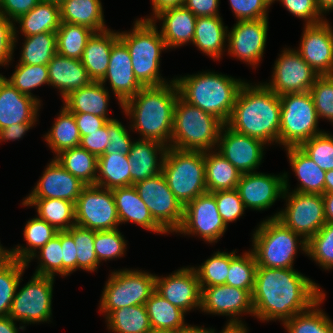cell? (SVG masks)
I'll use <instances>...</instances> for the list:
<instances>
[{"label":"cell","mask_w":333,"mask_h":333,"mask_svg":"<svg viewBox=\"0 0 333 333\" xmlns=\"http://www.w3.org/2000/svg\"><path fill=\"white\" fill-rule=\"evenodd\" d=\"M201 309L207 313L233 316L225 329L246 330L241 320L235 319L242 312L254 314L252 294L245 289L227 284L200 287Z\"/></svg>","instance_id":"9a60e30c"},{"label":"cell","mask_w":333,"mask_h":333,"mask_svg":"<svg viewBox=\"0 0 333 333\" xmlns=\"http://www.w3.org/2000/svg\"><path fill=\"white\" fill-rule=\"evenodd\" d=\"M41 0H0V13L6 18L17 20L32 10ZM9 16V17H8Z\"/></svg>","instance_id":"03108f58"},{"label":"cell","mask_w":333,"mask_h":333,"mask_svg":"<svg viewBox=\"0 0 333 333\" xmlns=\"http://www.w3.org/2000/svg\"><path fill=\"white\" fill-rule=\"evenodd\" d=\"M118 38L119 32L107 29L94 32L88 39L80 60L93 81H100L106 74L112 45Z\"/></svg>","instance_id":"f546056e"},{"label":"cell","mask_w":333,"mask_h":333,"mask_svg":"<svg viewBox=\"0 0 333 333\" xmlns=\"http://www.w3.org/2000/svg\"><path fill=\"white\" fill-rule=\"evenodd\" d=\"M6 80L12 84L20 93L32 96L30 92L40 85H49V73L46 65L18 64L16 70Z\"/></svg>","instance_id":"816d5d0a"},{"label":"cell","mask_w":333,"mask_h":333,"mask_svg":"<svg viewBox=\"0 0 333 333\" xmlns=\"http://www.w3.org/2000/svg\"><path fill=\"white\" fill-rule=\"evenodd\" d=\"M287 174L282 176L251 172L241 174L236 190L245 208L264 210L288 193Z\"/></svg>","instance_id":"ac0fdd59"},{"label":"cell","mask_w":333,"mask_h":333,"mask_svg":"<svg viewBox=\"0 0 333 333\" xmlns=\"http://www.w3.org/2000/svg\"><path fill=\"white\" fill-rule=\"evenodd\" d=\"M306 254L325 269L333 267V223L325 225L306 242Z\"/></svg>","instance_id":"f5cc1de1"},{"label":"cell","mask_w":333,"mask_h":333,"mask_svg":"<svg viewBox=\"0 0 333 333\" xmlns=\"http://www.w3.org/2000/svg\"><path fill=\"white\" fill-rule=\"evenodd\" d=\"M204 164L207 192L236 189L241 174L223 155L205 151Z\"/></svg>","instance_id":"836d02e7"},{"label":"cell","mask_w":333,"mask_h":333,"mask_svg":"<svg viewBox=\"0 0 333 333\" xmlns=\"http://www.w3.org/2000/svg\"><path fill=\"white\" fill-rule=\"evenodd\" d=\"M80 136L90 135V132L97 131L112 118H102L92 114L73 113Z\"/></svg>","instance_id":"a7ac6f4b"},{"label":"cell","mask_w":333,"mask_h":333,"mask_svg":"<svg viewBox=\"0 0 333 333\" xmlns=\"http://www.w3.org/2000/svg\"><path fill=\"white\" fill-rule=\"evenodd\" d=\"M155 291L185 313L201 308V288L194 267H183L165 278L156 276Z\"/></svg>","instance_id":"44dd1931"},{"label":"cell","mask_w":333,"mask_h":333,"mask_svg":"<svg viewBox=\"0 0 333 333\" xmlns=\"http://www.w3.org/2000/svg\"><path fill=\"white\" fill-rule=\"evenodd\" d=\"M155 280L156 275L140 270L112 272L100 300V311L108 315L126 306L145 305L155 291Z\"/></svg>","instance_id":"30bf717a"},{"label":"cell","mask_w":333,"mask_h":333,"mask_svg":"<svg viewBox=\"0 0 333 333\" xmlns=\"http://www.w3.org/2000/svg\"><path fill=\"white\" fill-rule=\"evenodd\" d=\"M40 265L35 274L54 277L55 273L63 276L61 231L40 249Z\"/></svg>","instance_id":"11a10c76"},{"label":"cell","mask_w":333,"mask_h":333,"mask_svg":"<svg viewBox=\"0 0 333 333\" xmlns=\"http://www.w3.org/2000/svg\"><path fill=\"white\" fill-rule=\"evenodd\" d=\"M220 333H247V330L223 329Z\"/></svg>","instance_id":"deb4b68c"},{"label":"cell","mask_w":333,"mask_h":333,"mask_svg":"<svg viewBox=\"0 0 333 333\" xmlns=\"http://www.w3.org/2000/svg\"><path fill=\"white\" fill-rule=\"evenodd\" d=\"M226 227L213 192H205L184 207V219L177 232L197 234L212 243L224 234Z\"/></svg>","instance_id":"e0dca14e"},{"label":"cell","mask_w":333,"mask_h":333,"mask_svg":"<svg viewBox=\"0 0 333 333\" xmlns=\"http://www.w3.org/2000/svg\"><path fill=\"white\" fill-rule=\"evenodd\" d=\"M275 0H272L274 2ZM287 10L298 18L307 20L306 25H313L324 21L321 17L316 0H279ZM321 19V20H320Z\"/></svg>","instance_id":"6125c7cd"},{"label":"cell","mask_w":333,"mask_h":333,"mask_svg":"<svg viewBox=\"0 0 333 333\" xmlns=\"http://www.w3.org/2000/svg\"><path fill=\"white\" fill-rule=\"evenodd\" d=\"M57 230L40 218L29 220L24 229V238L30 247H21L9 250V257L25 262L27 265L33 257H36L35 249H40L49 240L57 235Z\"/></svg>","instance_id":"60d3db41"},{"label":"cell","mask_w":333,"mask_h":333,"mask_svg":"<svg viewBox=\"0 0 333 333\" xmlns=\"http://www.w3.org/2000/svg\"><path fill=\"white\" fill-rule=\"evenodd\" d=\"M325 294L308 310L294 315L284 322L289 333H333L332 321L322 312L315 309L324 299ZM313 308V309H312Z\"/></svg>","instance_id":"7dc6e473"},{"label":"cell","mask_w":333,"mask_h":333,"mask_svg":"<svg viewBox=\"0 0 333 333\" xmlns=\"http://www.w3.org/2000/svg\"><path fill=\"white\" fill-rule=\"evenodd\" d=\"M9 257V251L2 248L0 245V263H2L6 258Z\"/></svg>","instance_id":"09005b40"},{"label":"cell","mask_w":333,"mask_h":333,"mask_svg":"<svg viewBox=\"0 0 333 333\" xmlns=\"http://www.w3.org/2000/svg\"><path fill=\"white\" fill-rule=\"evenodd\" d=\"M185 0H152L154 15L168 8L184 5Z\"/></svg>","instance_id":"8c879c8a"},{"label":"cell","mask_w":333,"mask_h":333,"mask_svg":"<svg viewBox=\"0 0 333 333\" xmlns=\"http://www.w3.org/2000/svg\"><path fill=\"white\" fill-rule=\"evenodd\" d=\"M100 0H66L60 5V21L82 25L94 32L107 30Z\"/></svg>","instance_id":"1f68e13d"},{"label":"cell","mask_w":333,"mask_h":333,"mask_svg":"<svg viewBox=\"0 0 333 333\" xmlns=\"http://www.w3.org/2000/svg\"><path fill=\"white\" fill-rule=\"evenodd\" d=\"M40 100L20 93L0 74V130L13 124L34 123Z\"/></svg>","instance_id":"d4e9b609"},{"label":"cell","mask_w":333,"mask_h":333,"mask_svg":"<svg viewBox=\"0 0 333 333\" xmlns=\"http://www.w3.org/2000/svg\"><path fill=\"white\" fill-rule=\"evenodd\" d=\"M170 83L143 87L121 105L125 114L133 118L132 127L142 134V139L154 140L166 146V142L171 141L174 107L179 97L174 79Z\"/></svg>","instance_id":"3957f363"},{"label":"cell","mask_w":333,"mask_h":333,"mask_svg":"<svg viewBox=\"0 0 333 333\" xmlns=\"http://www.w3.org/2000/svg\"><path fill=\"white\" fill-rule=\"evenodd\" d=\"M244 256L230 253V267L226 284L232 287L248 290L251 294L254 288L257 263L253 252H246Z\"/></svg>","instance_id":"c3c4849f"},{"label":"cell","mask_w":333,"mask_h":333,"mask_svg":"<svg viewBox=\"0 0 333 333\" xmlns=\"http://www.w3.org/2000/svg\"><path fill=\"white\" fill-rule=\"evenodd\" d=\"M300 235L285 227L276 218L263 221L253 234L252 250L257 266L293 268Z\"/></svg>","instance_id":"9c48e42d"},{"label":"cell","mask_w":333,"mask_h":333,"mask_svg":"<svg viewBox=\"0 0 333 333\" xmlns=\"http://www.w3.org/2000/svg\"><path fill=\"white\" fill-rule=\"evenodd\" d=\"M154 17L163 20L160 34L167 48L193 42L197 17L184 5L162 10Z\"/></svg>","instance_id":"4316f807"},{"label":"cell","mask_w":333,"mask_h":333,"mask_svg":"<svg viewBox=\"0 0 333 333\" xmlns=\"http://www.w3.org/2000/svg\"><path fill=\"white\" fill-rule=\"evenodd\" d=\"M67 232L76 245L77 269L95 271L100 263L94 249L95 231L75 224Z\"/></svg>","instance_id":"681fc988"},{"label":"cell","mask_w":333,"mask_h":333,"mask_svg":"<svg viewBox=\"0 0 333 333\" xmlns=\"http://www.w3.org/2000/svg\"><path fill=\"white\" fill-rule=\"evenodd\" d=\"M85 186L53 159L26 199H63L76 203Z\"/></svg>","instance_id":"cb8c5ba5"},{"label":"cell","mask_w":333,"mask_h":333,"mask_svg":"<svg viewBox=\"0 0 333 333\" xmlns=\"http://www.w3.org/2000/svg\"><path fill=\"white\" fill-rule=\"evenodd\" d=\"M145 308L152 329L180 330L187 326L184 324L185 312L156 291L146 301Z\"/></svg>","instance_id":"ab89813d"},{"label":"cell","mask_w":333,"mask_h":333,"mask_svg":"<svg viewBox=\"0 0 333 333\" xmlns=\"http://www.w3.org/2000/svg\"><path fill=\"white\" fill-rule=\"evenodd\" d=\"M268 19L239 20L228 32V52L250 65H257L263 56Z\"/></svg>","instance_id":"ffe728a7"},{"label":"cell","mask_w":333,"mask_h":333,"mask_svg":"<svg viewBox=\"0 0 333 333\" xmlns=\"http://www.w3.org/2000/svg\"><path fill=\"white\" fill-rule=\"evenodd\" d=\"M109 329L116 333H149L152 330L145 305L126 306L106 316Z\"/></svg>","instance_id":"b9f144b4"},{"label":"cell","mask_w":333,"mask_h":333,"mask_svg":"<svg viewBox=\"0 0 333 333\" xmlns=\"http://www.w3.org/2000/svg\"><path fill=\"white\" fill-rule=\"evenodd\" d=\"M20 64L48 65L57 53V33L43 32L26 36Z\"/></svg>","instance_id":"ee69618b"},{"label":"cell","mask_w":333,"mask_h":333,"mask_svg":"<svg viewBox=\"0 0 333 333\" xmlns=\"http://www.w3.org/2000/svg\"><path fill=\"white\" fill-rule=\"evenodd\" d=\"M57 33V53L80 60L88 39L94 33L88 27L61 22Z\"/></svg>","instance_id":"f6af8a7d"},{"label":"cell","mask_w":333,"mask_h":333,"mask_svg":"<svg viewBox=\"0 0 333 333\" xmlns=\"http://www.w3.org/2000/svg\"><path fill=\"white\" fill-rule=\"evenodd\" d=\"M161 172L183 207L207 192L203 151L168 147Z\"/></svg>","instance_id":"52a82bcc"},{"label":"cell","mask_w":333,"mask_h":333,"mask_svg":"<svg viewBox=\"0 0 333 333\" xmlns=\"http://www.w3.org/2000/svg\"><path fill=\"white\" fill-rule=\"evenodd\" d=\"M100 81L70 92L63 100L64 107L71 113H86L102 118L106 116L109 93Z\"/></svg>","instance_id":"4dcf8cb0"},{"label":"cell","mask_w":333,"mask_h":333,"mask_svg":"<svg viewBox=\"0 0 333 333\" xmlns=\"http://www.w3.org/2000/svg\"><path fill=\"white\" fill-rule=\"evenodd\" d=\"M15 22L20 23L25 37L43 32H56L61 23L60 6L41 0L32 10L21 15Z\"/></svg>","instance_id":"74e56055"},{"label":"cell","mask_w":333,"mask_h":333,"mask_svg":"<svg viewBox=\"0 0 333 333\" xmlns=\"http://www.w3.org/2000/svg\"><path fill=\"white\" fill-rule=\"evenodd\" d=\"M60 112L51 130L45 136L51 150L57 154L64 150L78 147L81 140L74 114L65 107Z\"/></svg>","instance_id":"7bdbcfd3"},{"label":"cell","mask_w":333,"mask_h":333,"mask_svg":"<svg viewBox=\"0 0 333 333\" xmlns=\"http://www.w3.org/2000/svg\"><path fill=\"white\" fill-rule=\"evenodd\" d=\"M291 194L287 196L285 210L272 218L299 234L300 238L303 237L299 244L306 253V242L326 223L324 200L322 194L300 193L295 190Z\"/></svg>","instance_id":"8fae6325"},{"label":"cell","mask_w":333,"mask_h":333,"mask_svg":"<svg viewBox=\"0 0 333 333\" xmlns=\"http://www.w3.org/2000/svg\"><path fill=\"white\" fill-rule=\"evenodd\" d=\"M322 197L324 200L326 222L333 223V193H324Z\"/></svg>","instance_id":"753ad0ef"},{"label":"cell","mask_w":333,"mask_h":333,"mask_svg":"<svg viewBox=\"0 0 333 333\" xmlns=\"http://www.w3.org/2000/svg\"><path fill=\"white\" fill-rule=\"evenodd\" d=\"M47 67L49 84L55 88L58 87L63 98L70 92L87 86L93 81L81 60L68 58L56 53Z\"/></svg>","instance_id":"83f0119b"},{"label":"cell","mask_w":333,"mask_h":333,"mask_svg":"<svg viewBox=\"0 0 333 333\" xmlns=\"http://www.w3.org/2000/svg\"><path fill=\"white\" fill-rule=\"evenodd\" d=\"M174 81L181 99L212 114L224 124L229 120L239 90L244 84L241 80L213 72L187 75Z\"/></svg>","instance_id":"277c9868"},{"label":"cell","mask_w":333,"mask_h":333,"mask_svg":"<svg viewBox=\"0 0 333 333\" xmlns=\"http://www.w3.org/2000/svg\"><path fill=\"white\" fill-rule=\"evenodd\" d=\"M271 83L265 84L277 95L310 91L319 76L296 50H284L276 60Z\"/></svg>","instance_id":"2e32d148"},{"label":"cell","mask_w":333,"mask_h":333,"mask_svg":"<svg viewBox=\"0 0 333 333\" xmlns=\"http://www.w3.org/2000/svg\"><path fill=\"white\" fill-rule=\"evenodd\" d=\"M14 320L9 316L0 317V333H18Z\"/></svg>","instance_id":"34e18365"},{"label":"cell","mask_w":333,"mask_h":333,"mask_svg":"<svg viewBox=\"0 0 333 333\" xmlns=\"http://www.w3.org/2000/svg\"><path fill=\"white\" fill-rule=\"evenodd\" d=\"M177 333H215L214 330L210 329H205V328H200L198 326H190L187 325L185 328L177 330Z\"/></svg>","instance_id":"11e5206c"},{"label":"cell","mask_w":333,"mask_h":333,"mask_svg":"<svg viewBox=\"0 0 333 333\" xmlns=\"http://www.w3.org/2000/svg\"><path fill=\"white\" fill-rule=\"evenodd\" d=\"M229 267L230 253L219 251L216 252L198 269L194 268L200 287H210L226 284Z\"/></svg>","instance_id":"f907efd6"},{"label":"cell","mask_w":333,"mask_h":333,"mask_svg":"<svg viewBox=\"0 0 333 333\" xmlns=\"http://www.w3.org/2000/svg\"><path fill=\"white\" fill-rule=\"evenodd\" d=\"M107 123L97 131L90 132V135L81 136L80 147L86 149L97 158L105 153L109 144Z\"/></svg>","instance_id":"e7e4bbea"},{"label":"cell","mask_w":333,"mask_h":333,"mask_svg":"<svg viewBox=\"0 0 333 333\" xmlns=\"http://www.w3.org/2000/svg\"><path fill=\"white\" fill-rule=\"evenodd\" d=\"M154 21L136 20L132 33H119L130 52L134 75L143 87L168 84L159 75L160 54L167 47Z\"/></svg>","instance_id":"8992f818"},{"label":"cell","mask_w":333,"mask_h":333,"mask_svg":"<svg viewBox=\"0 0 333 333\" xmlns=\"http://www.w3.org/2000/svg\"><path fill=\"white\" fill-rule=\"evenodd\" d=\"M324 20L305 25L300 49L297 52L318 75H333V30Z\"/></svg>","instance_id":"d6986e66"},{"label":"cell","mask_w":333,"mask_h":333,"mask_svg":"<svg viewBox=\"0 0 333 333\" xmlns=\"http://www.w3.org/2000/svg\"><path fill=\"white\" fill-rule=\"evenodd\" d=\"M154 221L167 233L177 232L184 219V207L168 187L162 172L134 184Z\"/></svg>","instance_id":"7c38bea8"},{"label":"cell","mask_w":333,"mask_h":333,"mask_svg":"<svg viewBox=\"0 0 333 333\" xmlns=\"http://www.w3.org/2000/svg\"><path fill=\"white\" fill-rule=\"evenodd\" d=\"M64 169L86 185H95L98 158L78 146L64 150L54 158Z\"/></svg>","instance_id":"f35d334b"},{"label":"cell","mask_w":333,"mask_h":333,"mask_svg":"<svg viewBox=\"0 0 333 333\" xmlns=\"http://www.w3.org/2000/svg\"><path fill=\"white\" fill-rule=\"evenodd\" d=\"M224 129L225 124L220 119L178 97L174 107L173 144L168 147L208 152L218 143Z\"/></svg>","instance_id":"5b68a950"},{"label":"cell","mask_w":333,"mask_h":333,"mask_svg":"<svg viewBox=\"0 0 333 333\" xmlns=\"http://www.w3.org/2000/svg\"><path fill=\"white\" fill-rule=\"evenodd\" d=\"M107 79L120 105L143 88L134 75L130 52L120 38L112 45L109 65L100 82L104 84Z\"/></svg>","instance_id":"603a6c76"},{"label":"cell","mask_w":333,"mask_h":333,"mask_svg":"<svg viewBox=\"0 0 333 333\" xmlns=\"http://www.w3.org/2000/svg\"><path fill=\"white\" fill-rule=\"evenodd\" d=\"M325 193H333V170L325 173Z\"/></svg>","instance_id":"b9fcfbb0"},{"label":"cell","mask_w":333,"mask_h":333,"mask_svg":"<svg viewBox=\"0 0 333 333\" xmlns=\"http://www.w3.org/2000/svg\"><path fill=\"white\" fill-rule=\"evenodd\" d=\"M94 246L96 256L100 262L124 254L126 242L118 229L95 231Z\"/></svg>","instance_id":"6f0895ef"},{"label":"cell","mask_w":333,"mask_h":333,"mask_svg":"<svg viewBox=\"0 0 333 333\" xmlns=\"http://www.w3.org/2000/svg\"><path fill=\"white\" fill-rule=\"evenodd\" d=\"M227 26H223L220 16L197 17L193 44L203 53L219 59L222 55Z\"/></svg>","instance_id":"e575fe53"},{"label":"cell","mask_w":333,"mask_h":333,"mask_svg":"<svg viewBox=\"0 0 333 333\" xmlns=\"http://www.w3.org/2000/svg\"><path fill=\"white\" fill-rule=\"evenodd\" d=\"M149 333H177V330H170V329H152Z\"/></svg>","instance_id":"979ff035"},{"label":"cell","mask_w":333,"mask_h":333,"mask_svg":"<svg viewBox=\"0 0 333 333\" xmlns=\"http://www.w3.org/2000/svg\"><path fill=\"white\" fill-rule=\"evenodd\" d=\"M120 223L134 222L144 229L157 233H166L153 219L146 204L141 200L134 187L112 189Z\"/></svg>","instance_id":"f1b7e54d"},{"label":"cell","mask_w":333,"mask_h":333,"mask_svg":"<svg viewBox=\"0 0 333 333\" xmlns=\"http://www.w3.org/2000/svg\"><path fill=\"white\" fill-rule=\"evenodd\" d=\"M23 205H35L38 218L46 221L57 231H67L76 224L75 203L71 201L63 199H25Z\"/></svg>","instance_id":"8d00e7d4"},{"label":"cell","mask_w":333,"mask_h":333,"mask_svg":"<svg viewBox=\"0 0 333 333\" xmlns=\"http://www.w3.org/2000/svg\"><path fill=\"white\" fill-rule=\"evenodd\" d=\"M25 262L8 257L0 263V317L8 316L16 289L19 287Z\"/></svg>","instance_id":"bcb514c9"},{"label":"cell","mask_w":333,"mask_h":333,"mask_svg":"<svg viewBox=\"0 0 333 333\" xmlns=\"http://www.w3.org/2000/svg\"><path fill=\"white\" fill-rule=\"evenodd\" d=\"M324 293L316 283L293 268L257 266L252 303L260 320L280 319L283 323L308 310Z\"/></svg>","instance_id":"6da1fadb"},{"label":"cell","mask_w":333,"mask_h":333,"mask_svg":"<svg viewBox=\"0 0 333 333\" xmlns=\"http://www.w3.org/2000/svg\"><path fill=\"white\" fill-rule=\"evenodd\" d=\"M95 185L105 189L131 186L130 161L121 153L103 154L98 157Z\"/></svg>","instance_id":"d590c367"},{"label":"cell","mask_w":333,"mask_h":333,"mask_svg":"<svg viewBox=\"0 0 333 333\" xmlns=\"http://www.w3.org/2000/svg\"><path fill=\"white\" fill-rule=\"evenodd\" d=\"M109 144L104 154L121 153L128 155L133 142H131L126 128L116 119L107 122Z\"/></svg>","instance_id":"94428289"},{"label":"cell","mask_w":333,"mask_h":333,"mask_svg":"<svg viewBox=\"0 0 333 333\" xmlns=\"http://www.w3.org/2000/svg\"><path fill=\"white\" fill-rule=\"evenodd\" d=\"M217 209L223 222L227 226L228 222L236 221L242 216L245 206L236 189L213 192Z\"/></svg>","instance_id":"680465c9"},{"label":"cell","mask_w":333,"mask_h":333,"mask_svg":"<svg viewBox=\"0 0 333 333\" xmlns=\"http://www.w3.org/2000/svg\"><path fill=\"white\" fill-rule=\"evenodd\" d=\"M309 92L318 117L333 122V75H319Z\"/></svg>","instance_id":"9f6ffc18"},{"label":"cell","mask_w":333,"mask_h":333,"mask_svg":"<svg viewBox=\"0 0 333 333\" xmlns=\"http://www.w3.org/2000/svg\"><path fill=\"white\" fill-rule=\"evenodd\" d=\"M219 0H185L184 6L196 17L219 16Z\"/></svg>","instance_id":"89a4df30"},{"label":"cell","mask_w":333,"mask_h":333,"mask_svg":"<svg viewBox=\"0 0 333 333\" xmlns=\"http://www.w3.org/2000/svg\"><path fill=\"white\" fill-rule=\"evenodd\" d=\"M281 117L279 144L299 147L322 133L317 130L318 114L309 91L280 95Z\"/></svg>","instance_id":"ba28073f"},{"label":"cell","mask_w":333,"mask_h":333,"mask_svg":"<svg viewBox=\"0 0 333 333\" xmlns=\"http://www.w3.org/2000/svg\"><path fill=\"white\" fill-rule=\"evenodd\" d=\"M225 133L220 132L218 144L219 153L223 155L240 174L251 173L261 164L263 158V143L256 138L238 133L225 124ZM220 142V143H219Z\"/></svg>","instance_id":"7402d4cb"},{"label":"cell","mask_w":333,"mask_h":333,"mask_svg":"<svg viewBox=\"0 0 333 333\" xmlns=\"http://www.w3.org/2000/svg\"><path fill=\"white\" fill-rule=\"evenodd\" d=\"M63 276L69 275L77 268L76 245L67 231H61Z\"/></svg>","instance_id":"003e7915"},{"label":"cell","mask_w":333,"mask_h":333,"mask_svg":"<svg viewBox=\"0 0 333 333\" xmlns=\"http://www.w3.org/2000/svg\"><path fill=\"white\" fill-rule=\"evenodd\" d=\"M34 125L33 123H21V124H13L12 126H8L0 130V141L1 140H18L22 138L30 127Z\"/></svg>","instance_id":"2644e50d"},{"label":"cell","mask_w":333,"mask_h":333,"mask_svg":"<svg viewBox=\"0 0 333 333\" xmlns=\"http://www.w3.org/2000/svg\"><path fill=\"white\" fill-rule=\"evenodd\" d=\"M280 117V96L265 84L254 87L245 82L226 125L265 144L270 141L279 143Z\"/></svg>","instance_id":"7a4b0ae2"},{"label":"cell","mask_w":333,"mask_h":333,"mask_svg":"<svg viewBox=\"0 0 333 333\" xmlns=\"http://www.w3.org/2000/svg\"><path fill=\"white\" fill-rule=\"evenodd\" d=\"M287 153L293 171L300 180L296 192L310 194L325 193V173L299 147H287Z\"/></svg>","instance_id":"d6a6232c"},{"label":"cell","mask_w":333,"mask_h":333,"mask_svg":"<svg viewBox=\"0 0 333 333\" xmlns=\"http://www.w3.org/2000/svg\"><path fill=\"white\" fill-rule=\"evenodd\" d=\"M316 4L321 14L333 10V0H316Z\"/></svg>","instance_id":"2a66077c"},{"label":"cell","mask_w":333,"mask_h":333,"mask_svg":"<svg viewBox=\"0 0 333 333\" xmlns=\"http://www.w3.org/2000/svg\"><path fill=\"white\" fill-rule=\"evenodd\" d=\"M272 0H230L231 9L239 20L267 18V9Z\"/></svg>","instance_id":"91938a15"},{"label":"cell","mask_w":333,"mask_h":333,"mask_svg":"<svg viewBox=\"0 0 333 333\" xmlns=\"http://www.w3.org/2000/svg\"><path fill=\"white\" fill-rule=\"evenodd\" d=\"M75 223L93 231L117 229L120 221L112 189L86 185L75 203Z\"/></svg>","instance_id":"4fadbf2b"},{"label":"cell","mask_w":333,"mask_h":333,"mask_svg":"<svg viewBox=\"0 0 333 333\" xmlns=\"http://www.w3.org/2000/svg\"><path fill=\"white\" fill-rule=\"evenodd\" d=\"M53 281L54 277L34 274L18 293L16 289L8 316L28 324L50 320Z\"/></svg>","instance_id":"5bb4252c"},{"label":"cell","mask_w":333,"mask_h":333,"mask_svg":"<svg viewBox=\"0 0 333 333\" xmlns=\"http://www.w3.org/2000/svg\"><path fill=\"white\" fill-rule=\"evenodd\" d=\"M42 1L50 2V3H53V4H56V5L60 6L66 0H42Z\"/></svg>","instance_id":"67dfc351"},{"label":"cell","mask_w":333,"mask_h":333,"mask_svg":"<svg viewBox=\"0 0 333 333\" xmlns=\"http://www.w3.org/2000/svg\"><path fill=\"white\" fill-rule=\"evenodd\" d=\"M299 148L322 170H333V136L322 132L303 142Z\"/></svg>","instance_id":"db71d44e"},{"label":"cell","mask_w":333,"mask_h":333,"mask_svg":"<svg viewBox=\"0 0 333 333\" xmlns=\"http://www.w3.org/2000/svg\"><path fill=\"white\" fill-rule=\"evenodd\" d=\"M11 19L0 13V65H6L12 60V54L16 42V28Z\"/></svg>","instance_id":"be15d7a7"},{"label":"cell","mask_w":333,"mask_h":333,"mask_svg":"<svg viewBox=\"0 0 333 333\" xmlns=\"http://www.w3.org/2000/svg\"><path fill=\"white\" fill-rule=\"evenodd\" d=\"M168 146L154 141L141 139L133 142L128 153L130 161L131 186L135 183L153 177L162 171L163 161ZM161 153L157 162V152Z\"/></svg>","instance_id":"484cf974"}]
</instances>
